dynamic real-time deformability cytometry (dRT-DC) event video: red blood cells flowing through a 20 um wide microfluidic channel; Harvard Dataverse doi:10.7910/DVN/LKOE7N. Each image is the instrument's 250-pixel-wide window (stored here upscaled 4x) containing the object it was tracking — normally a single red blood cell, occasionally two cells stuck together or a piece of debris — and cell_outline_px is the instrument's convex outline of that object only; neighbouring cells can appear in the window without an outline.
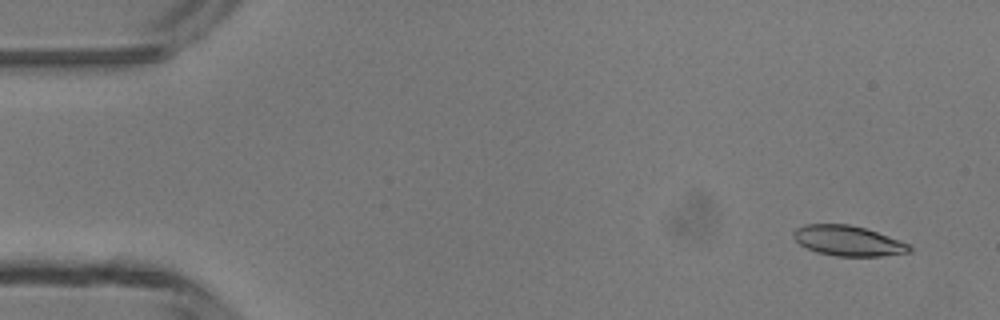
{"species": "common noctule bat (a hibernating species)", "species_latin": "Nyctalus noctula", "temperature_condition": "room temperature", "stored_images_in_passage": 4, "camera_frame_rate_fps": 3000, "um_per_image_px": 0.085, "animal": {"sex": "male", "body_mass_g": 13.3}, "frame": {"image": 1, "passage_image": 1, "time_ms": 0.0, "image_size_px": [1000, 320], "cell_outline_px": [[912, 252], [880, 256], [836, 256], [816, 252], [800, 244], [792, 236], [792, 232], [796, 228], [804, 224], [848, 224], [864, 228], [912, 244]], "centroid_in_image_um": [72.1, 20.47], "position_along_channel_um": 12.9, "area_um2": 20.46}}
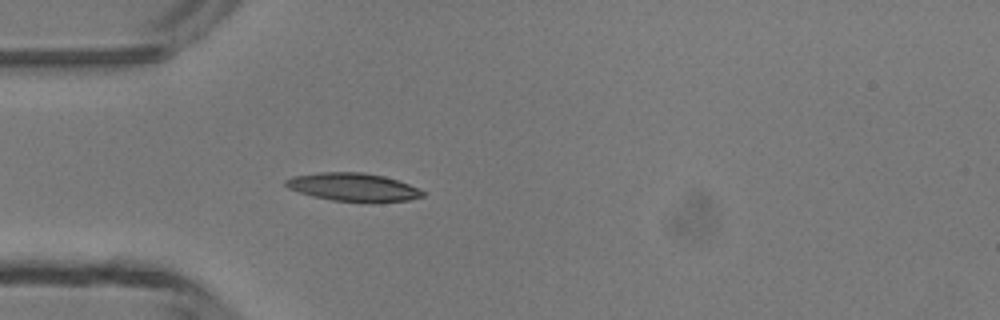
{"frame": {"image": 2, "passage_image": 4, "time_ms": 3.667, "image_size_px": [1000, 320], "cell_outline_px": [[424, 196], [408, 200], [332, 200], [312, 196], [288, 188], [284, 184], [284, 180], [292, 176], [320, 172], [364, 172], [384, 176], [408, 184], [424, 192]], "centroid_in_image_um": [29.94, 15.86], "position_along_channel_um": 55.1, "area_um2": 21.73}}